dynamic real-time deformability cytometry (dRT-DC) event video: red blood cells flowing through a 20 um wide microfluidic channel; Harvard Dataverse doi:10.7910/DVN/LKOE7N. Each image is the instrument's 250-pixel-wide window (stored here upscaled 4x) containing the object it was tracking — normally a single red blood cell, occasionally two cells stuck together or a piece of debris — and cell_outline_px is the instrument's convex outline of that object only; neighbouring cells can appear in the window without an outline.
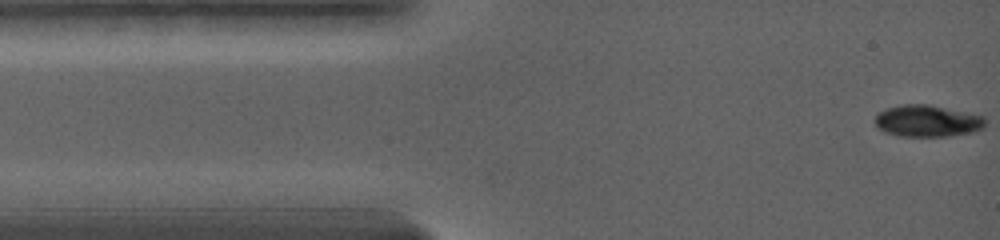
{"species": "common noctule bat (a hibernating species)", "species_latin": "Nyctalus noctula", "temperature_condition": "warm", "stored_images_in_passage": 16, "camera_frame_rate_fps": 5000, "um_per_image_px": 0.085, "animal": {"sex": "female", "body_mass_g": 19.0, "forearm_length_mm": 56.7}, "frame": {"image": 1, "passage_image": 1, "time_ms": 0.0, "image_size_px": [1000, 240], "cell_outline_px": [[984, 124], [980, 128], [972, 132], [952, 136], [896, 136], [884, 132], [876, 124], [876, 116], [880, 112], [888, 108], [908, 104], [924, 104], [980, 116], [984, 120]], "centroid_in_image_um": [78.76, 10.31], "position_along_channel_um": 6.2, "area_um2": 19.65}}
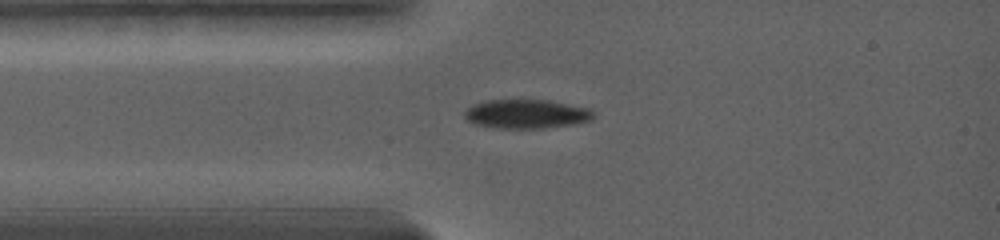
{"frame": {"image": 2, "passage_image": 13, "time_ms": 2.8, "image_size_px": [1000, 240], "cell_outline_px": [[592, 116], [588, 120], [572, 124], [544, 128], [500, 128], [476, 124], [468, 120], [464, 116], [464, 112], [472, 104], [484, 100], [548, 100], [584, 108], [592, 112]], "centroid_in_image_um": [44.64, 9.68], "position_along_channel_um": 40.4, "area_um2": 21.27}}